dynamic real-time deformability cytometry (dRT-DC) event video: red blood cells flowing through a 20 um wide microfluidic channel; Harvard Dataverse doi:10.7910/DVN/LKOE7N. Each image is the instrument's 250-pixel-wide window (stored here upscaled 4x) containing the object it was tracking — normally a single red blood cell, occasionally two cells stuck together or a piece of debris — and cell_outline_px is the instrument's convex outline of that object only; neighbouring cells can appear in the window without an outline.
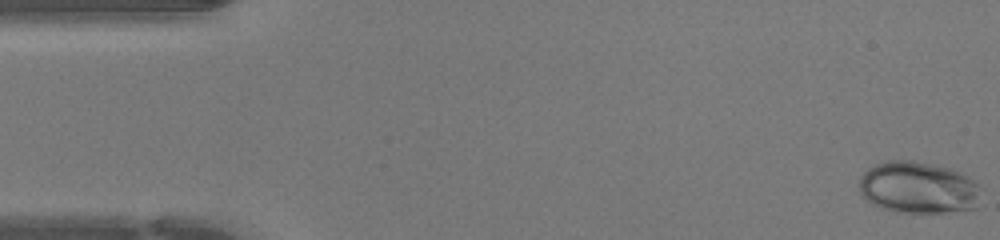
{"species": "human", "species_latin": "Homo sapiens", "temperature_condition": "warm", "stored_images_in_passage": 47, "camera_frame_rate_fps": 3000, "um_per_image_px": 0.085, "donor": {"sex": "female"}, "frame": {"image": 1, "passage_image": 1, "time_ms": 0.0, "image_size_px": [1000, 240], "cell_outline_px": [[984, 188], [976, 208], [944, 212], [896, 212], [880, 208], [872, 204], [860, 192], [860, 176], [868, 168], [876, 164], [888, 160], [912, 160], [948, 168], [960, 172], [968, 176]], "centroid_in_image_um": [78.08, 15.95], "position_along_channel_um": 6.9, "area_um2": 37.05}}
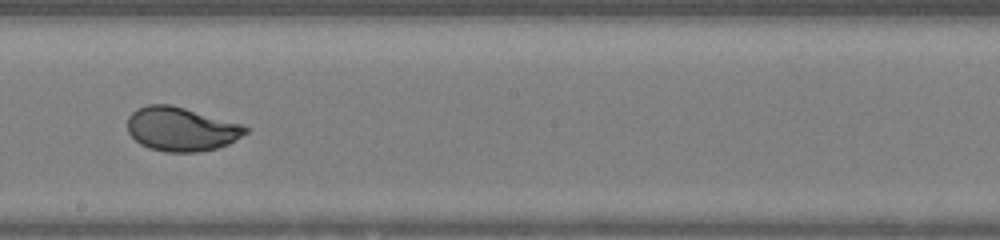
{"frame": {"image": 2, "passage_image": 26, "time_ms": 8.333, "image_size_px": [1000, 240], "cell_outline_px": [[248, 132], [228, 144], [220, 148], [196, 152], [164, 152], [148, 148], [140, 144], [128, 132], [128, 116], [132, 112], [148, 104], [172, 104], [244, 124], [248, 128]], "centroid_in_image_um": [15.43, 10.97], "position_along_channel_um": 232.8, "area_um2": 30.52}}
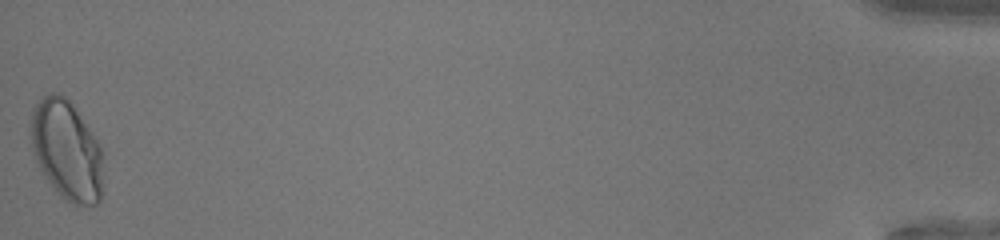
{"frame": {"image": 3, "passage_image": 47, "time_ms": 15.333, "image_size_px": [1000, 240], "cell_outline_px": [[104, 192], [100, 200], [96, 204], [76, 208], [64, 200], [60, 196], [48, 180], [40, 168], [36, 160], [32, 148], [28, 128], [28, 120], [32, 108], [48, 92], [60, 92], [76, 108], [92, 132], [100, 148]], "centroid_in_image_um": [5.65, 12.79], "position_along_channel_um": 429.6, "area_um2": 42.95}, "authors_computed_cell_mechanics": {"area_um2": 33.0616, "velocity_mm_per_s": 4.3252, "shape_relaxation_time_tau1_ms": 5.0487, "shape_relaxation_time_tau2_ms": null, "deformation_change_tau1": 0.1823, "deformation_change_tau2": null}}